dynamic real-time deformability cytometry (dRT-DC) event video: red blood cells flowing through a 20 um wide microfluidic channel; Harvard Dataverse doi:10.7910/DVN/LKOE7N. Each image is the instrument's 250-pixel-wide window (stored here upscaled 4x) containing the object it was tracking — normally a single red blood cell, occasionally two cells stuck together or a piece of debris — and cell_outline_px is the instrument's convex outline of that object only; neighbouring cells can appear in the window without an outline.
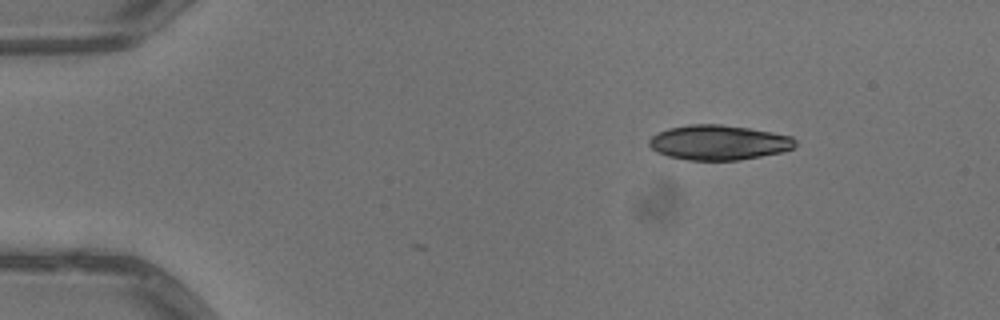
{"species": "common noctule bat (a hibernating species)", "species_latin": "Nyctalus noctula", "temperature_condition": "warm", "stored_images_in_passage": 2, "camera_frame_rate_fps": 3000, "um_per_image_px": 0.085, "animal": {"sex": "male", "body_mass_g": 13.3}, "frame": {"image": 1, "passage_image": 2, "time_ms": 0.333, "image_size_px": [1000, 320], "cell_outline_px": [[796, 148], [784, 152], [740, 160], [688, 160], [668, 156], [656, 152], [648, 144], [648, 140], [652, 136], [668, 128], [688, 124], [720, 124], [748, 128], [772, 132], [792, 136], [796, 140]], "centroid_in_image_um": [61.12, 12.11], "position_along_channel_um": 23.9, "area_um2": 29.94}}